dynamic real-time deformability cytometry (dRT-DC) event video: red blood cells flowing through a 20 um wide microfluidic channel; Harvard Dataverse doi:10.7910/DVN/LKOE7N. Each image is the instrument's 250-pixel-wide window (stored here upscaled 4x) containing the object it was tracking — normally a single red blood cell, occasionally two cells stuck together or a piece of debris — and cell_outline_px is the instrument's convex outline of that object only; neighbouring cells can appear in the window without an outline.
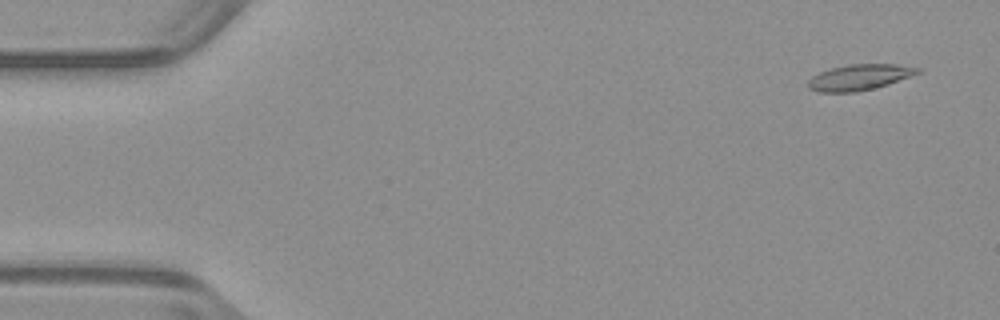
{"species": "common noctule bat (a hibernating species)", "species_latin": "Nyctalus noctula", "temperature_condition": "warm", "stored_images_in_passage": 53, "camera_frame_rate_fps": 3000, "um_per_image_px": 0.085, "animal": {"sex": "male", "body_mass_g": 23.1, "forearm_length_mm": 52.7}, "frame": {"image": 1, "passage_image": 3, "time_ms": 0.667, "image_size_px": [1000, 320], "cell_outline_px": [[924, 68], [920, 72], [888, 84], [856, 92], [816, 92], [808, 88], [808, 80], [812, 76], [820, 72], [832, 68], [848, 64], [896, 64]], "centroid_in_image_um": [73.04, 6.56], "position_along_channel_um": 12.0, "area_um2": 16.42}}
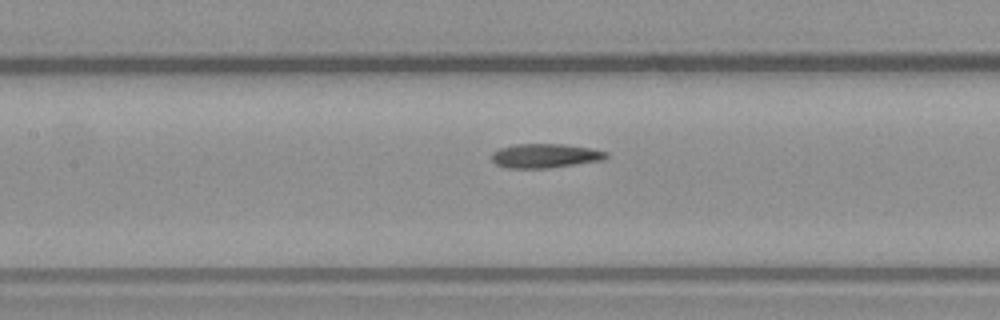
{"frame": {"image": 2, "passage_image": 24, "time_ms": 7.667, "image_size_px": [1000, 320], "cell_outline_px": [[608, 156], [604, 160], [548, 168], [508, 168], [496, 164], [492, 160], [492, 152], [500, 148], [516, 144], [564, 144], [592, 148], [608, 152]], "centroid_in_image_um": [46.36, 13.24], "position_along_channel_um": 161.0, "area_um2": 16.18}}
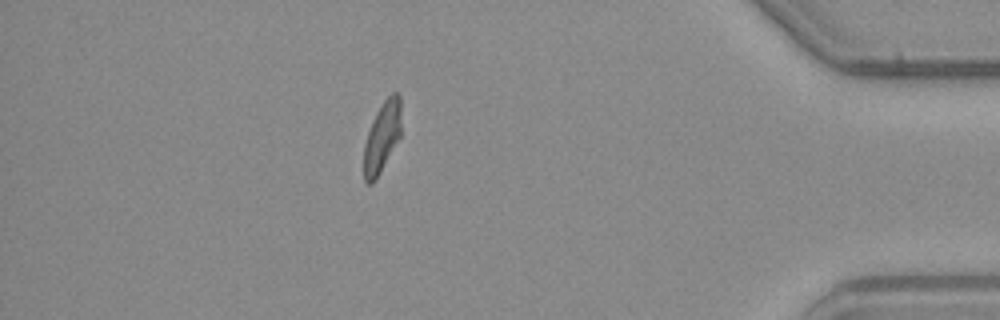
{"frame": {"image": 3, "passage_image": 46, "time_ms": 15.0, "image_size_px": [1000, 320], "cell_outline_px": [[400, 136], [376, 180], [372, 184], [368, 184], [364, 180], [364, 144], [372, 120], [376, 112], [384, 100], [392, 92], [396, 92], [400, 96]], "centroid_in_image_um": [32.46, 11.65], "position_along_channel_um": 402.7, "area_um2": 15.2}, "authors_computed_cell_mechanics": {"area_um2": 16.4152, "velocity_mm_per_s": 3.9453, "shape_relaxation_time_tau1_ms": 4.5343, "shape_relaxation_time_tau2_ms": 2.6642, "deformation_change_tau1": 0.1858, "deformation_change_tau2": 0.1158}}